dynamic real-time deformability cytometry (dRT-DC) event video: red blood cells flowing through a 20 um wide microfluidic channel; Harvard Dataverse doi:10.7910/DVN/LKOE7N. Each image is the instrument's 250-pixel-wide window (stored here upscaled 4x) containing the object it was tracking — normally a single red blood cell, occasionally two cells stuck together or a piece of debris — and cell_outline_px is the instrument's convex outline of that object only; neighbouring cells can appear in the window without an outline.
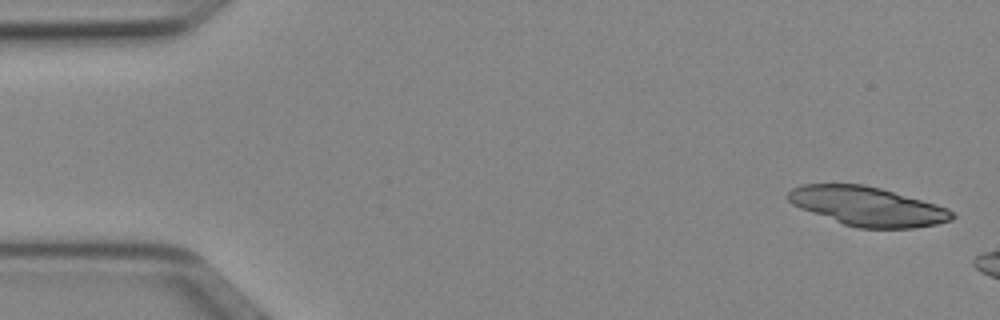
{"species": "Egyptian fruit bat (a non-hibernating species)", "species_latin": "Rousettus aegyptiacus", "temperature_condition": "cold", "stored_images_in_passage": 7, "camera_frame_rate_fps": 3000, "um_per_image_px": 0.085, "animal": {"sex": "female"}, "frame": {"image": 1, "passage_image": 2, "time_ms": 0.333, "image_size_px": [1000, 320], "cell_outline_px": [[956, 216], [952, 220], [936, 224], [912, 228], [856, 228], [844, 224], [800, 208], [792, 204], [788, 200], [788, 192], [792, 188], [800, 184], [864, 184], [880, 188], [936, 204], [948, 208]], "centroid_in_image_um": [73.74, 17.53], "position_along_channel_um": 11.3, "area_um2": 37.17}}